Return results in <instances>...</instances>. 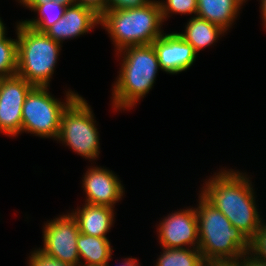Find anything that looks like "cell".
Segmentation results:
<instances>
[{"label": "cell", "mask_w": 266, "mask_h": 266, "mask_svg": "<svg viewBox=\"0 0 266 266\" xmlns=\"http://www.w3.org/2000/svg\"><path fill=\"white\" fill-rule=\"evenodd\" d=\"M17 35V73L33 86L50 87L60 56L61 43L21 21L15 23Z\"/></svg>", "instance_id": "cell-5"}, {"label": "cell", "mask_w": 266, "mask_h": 266, "mask_svg": "<svg viewBox=\"0 0 266 266\" xmlns=\"http://www.w3.org/2000/svg\"><path fill=\"white\" fill-rule=\"evenodd\" d=\"M24 8L36 13L32 19L21 20L26 26L44 33L49 27L57 22L65 13L66 6L55 1L47 2L39 6H23Z\"/></svg>", "instance_id": "cell-18"}, {"label": "cell", "mask_w": 266, "mask_h": 266, "mask_svg": "<svg viewBox=\"0 0 266 266\" xmlns=\"http://www.w3.org/2000/svg\"><path fill=\"white\" fill-rule=\"evenodd\" d=\"M159 1L152 0L140 8L106 10L100 16V26L109 34L114 51L152 44L164 33Z\"/></svg>", "instance_id": "cell-4"}, {"label": "cell", "mask_w": 266, "mask_h": 266, "mask_svg": "<svg viewBox=\"0 0 266 266\" xmlns=\"http://www.w3.org/2000/svg\"><path fill=\"white\" fill-rule=\"evenodd\" d=\"M161 219L156 225L160 247L170 249L199 247L195 207L189 206L185 209L172 211Z\"/></svg>", "instance_id": "cell-10"}, {"label": "cell", "mask_w": 266, "mask_h": 266, "mask_svg": "<svg viewBox=\"0 0 266 266\" xmlns=\"http://www.w3.org/2000/svg\"><path fill=\"white\" fill-rule=\"evenodd\" d=\"M97 26H100V15L89 7L75 3L67 6L64 15L44 33L63 44L65 40L88 34Z\"/></svg>", "instance_id": "cell-13"}, {"label": "cell", "mask_w": 266, "mask_h": 266, "mask_svg": "<svg viewBox=\"0 0 266 266\" xmlns=\"http://www.w3.org/2000/svg\"><path fill=\"white\" fill-rule=\"evenodd\" d=\"M225 266H235L233 263H225Z\"/></svg>", "instance_id": "cell-33"}, {"label": "cell", "mask_w": 266, "mask_h": 266, "mask_svg": "<svg viewBox=\"0 0 266 266\" xmlns=\"http://www.w3.org/2000/svg\"><path fill=\"white\" fill-rule=\"evenodd\" d=\"M82 176L85 203L115 208L124 197L125 188L114 171L93 164Z\"/></svg>", "instance_id": "cell-11"}, {"label": "cell", "mask_w": 266, "mask_h": 266, "mask_svg": "<svg viewBox=\"0 0 266 266\" xmlns=\"http://www.w3.org/2000/svg\"><path fill=\"white\" fill-rule=\"evenodd\" d=\"M34 86L18 75L0 78V133L18 137L22 133V107Z\"/></svg>", "instance_id": "cell-9"}, {"label": "cell", "mask_w": 266, "mask_h": 266, "mask_svg": "<svg viewBox=\"0 0 266 266\" xmlns=\"http://www.w3.org/2000/svg\"><path fill=\"white\" fill-rule=\"evenodd\" d=\"M49 89L34 86L27 94L22 107V134L25 132L43 139L57 140L62 113L79 94L67 89L61 101Z\"/></svg>", "instance_id": "cell-6"}, {"label": "cell", "mask_w": 266, "mask_h": 266, "mask_svg": "<svg viewBox=\"0 0 266 266\" xmlns=\"http://www.w3.org/2000/svg\"><path fill=\"white\" fill-rule=\"evenodd\" d=\"M107 266H110L109 263L107 264ZM118 266H141V265L138 259L129 256L124 258V260L122 259V263H120V265L118 264Z\"/></svg>", "instance_id": "cell-28"}, {"label": "cell", "mask_w": 266, "mask_h": 266, "mask_svg": "<svg viewBox=\"0 0 266 266\" xmlns=\"http://www.w3.org/2000/svg\"><path fill=\"white\" fill-rule=\"evenodd\" d=\"M76 4L93 9L98 15L106 11L107 0H75Z\"/></svg>", "instance_id": "cell-26"}, {"label": "cell", "mask_w": 266, "mask_h": 266, "mask_svg": "<svg viewBox=\"0 0 266 266\" xmlns=\"http://www.w3.org/2000/svg\"><path fill=\"white\" fill-rule=\"evenodd\" d=\"M260 1V13H261V19H262V25L265 27L264 29H266V0H259Z\"/></svg>", "instance_id": "cell-29"}, {"label": "cell", "mask_w": 266, "mask_h": 266, "mask_svg": "<svg viewBox=\"0 0 266 266\" xmlns=\"http://www.w3.org/2000/svg\"><path fill=\"white\" fill-rule=\"evenodd\" d=\"M152 0H107L106 10H124L130 8H140Z\"/></svg>", "instance_id": "cell-24"}, {"label": "cell", "mask_w": 266, "mask_h": 266, "mask_svg": "<svg viewBox=\"0 0 266 266\" xmlns=\"http://www.w3.org/2000/svg\"><path fill=\"white\" fill-rule=\"evenodd\" d=\"M26 263L27 266H71L45 254L39 248H35V250L30 252Z\"/></svg>", "instance_id": "cell-23"}, {"label": "cell", "mask_w": 266, "mask_h": 266, "mask_svg": "<svg viewBox=\"0 0 266 266\" xmlns=\"http://www.w3.org/2000/svg\"><path fill=\"white\" fill-rule=\"evenodd\" d=\"M184 29L177 33L193 46L197 54L206 47L210 48L220 40L219 38L227 34L220 26L197 16L190 17Z\"/></svg>", "instance_id": "cell-16"}, {"label": "cell", "mask_w": 266, "mask_h": 266, "mask_svg": "<svg viewBox=\"0 0 266 266\" xmlns=\"http://www.w3.org/2000/svg\"><path fill=\"white\" fill-rule=\"evenodd\" d=\"M83 204L70 212L78 222L80 233L108 238L107 233L115 222L116 209L104 205Z\"/></svg>", "instance_id": "cell-14"}, {"label": "cell", "mask_w": 266, "mask_h": 266, "mask_svg": "<svg viewBox=\"0 0 266 266\" xmlns=\"http://www.w3.org/2000/svg\"><path fill=\"white\" fill-rule=\"evenodd\" d=\"M94 115L87 100L78 95L62 113L56 140L89 161H96L100 155V134Z\"/></svg>", "instance_id": "cell-7"}, {"label": "cell", "mask_w": 266, "mask_h": 266, "mask_svg": "<svg viewBox=\"0 0 266 266\" xmlns=\"http://www.w3.org/2000/svg\"><path fill=\"white\" fill-rule=\"evenodd\" d=\"M226 168L205 179L199 192L250 240L263 222L254 183L248 173Z\"/></svg>", "instance_id": "cell-1"}, {"label": "cell", "mask_w": 266, "mask_h": 266, "mask_svg": "<svg viewBox=\"0 0 266 266\" xmlns=\"http://www.w3.org/2000/svg\"><path fill=\"white\" fill-rule=\"evenodd\" d=\"M7 27L5 26L2 18L0 17V41L7 36Z\"/></svg>", "instance_id": "cell-30"}, {"label": "cell", "mask_w": 266, "mask_h": 266, "mask_svg": "<svg viewBox=\"0 0 266 266\" xmlns=\"http://www.w3.org/2000/svg\"><path fill=\"white\" fill-rule=\"evenodd\" d=\"M77 248L80 265L104 266L112 259L113 247L109 238H100L79 233Z\"/></svg>", "instance_id": "cell-17"}, {"label": "cell", "mask_w": 266, "mask_h": 266, "mask_svg": "<svg viewBox=\"0 0 266 266\" xmlns=\"http://www.w3.org/2000/svg\"><path fill=\"white\" fill-rule=\"evenodd\" d=\"M159 1L163 22L172 14L196 16L197 0H156ZM194 14V15H192Z\"/></svg>", "instance_id": "cell-21"}, {"label": "cell", "mask_w": 266, "mask_h": 266, "mask_svg": "<svg viewBox=\"0 0 266 266\" xmlns=\"http://www.w3.org/2000/svg\"><path fill=\"white\" fill-rule=\"evenodd\" d=\"M42 231L41 251L71 266H80L77 248L79 225L70 211L44 222Z\"/></svg>", "instance_id": "cell-8"}, {"label": "cell", "mask_w": 266, "mask_h": 266, "mask_svg": "<svg viewBox=\"0 0 266 266\" xmlns=\"http://www.w3.org/2000/svg\"><path fill=\"white\" fill-rule=\"evenodd\" d=\"M115 55L121 59V66L112 85L111 108L122 112L135 108L146 97L161 68L152 44L130 46Z\"/></svg>", "instance_id": "cell-2"}, {"label": "cell", "mask_w": 266, "mask_h": 266, "mask_svg": "<svg viewBox=\"0 0 266 266\" xmlns=\"http://www.w3.org/2000/svg\"><path fill=\"white\" fill-rule=\"evenodd\" d=\"M160 252L155 266H198L203 257L198 248H163Z\"/></svg>", "instance_id": "cell-19"}, {"label": "cell", "mask_w": 266, "mask_h": 266, "mask_svg": "<svg viewBox=\"0 0 266 266\" xmlns=\"http://www.w3.org/2000/svg\"><path fill=\"white\" fill-rule=\"evenodd\" d=\"M50 1H55L66 7L74 5L76 3L75 0H23L20 4L22 6H39V5L46 4L47 2H50Z\"/></svg>", "instance_id": "cell-27"}, {"label": "cell", "mask_w": 266, "mask_h": 266, "mask_svg": "<svg viewBox=\"0 0 266 266\" xmlns=\"http://www.w3.org/2000/svg\"><path fill=\"white\" fill-rule=\"evenodd\" d=\"M248 0H197L196 16L220 26L226 32L240 17V10Z\"/></svg>", "instance_id": "cell-15"}, {"label": "cell", "mask_w": 266, "mask_h": 266, "mask_svg": "<svg viewBox=\"0 0 266 266\" xmlns=\"http://www.w3.org/2000/svg\"><path fill=\"white\" fill-rule=\"evenodd\" d=\"M205 266H225V263L210 262L205 260Z\"/></svg>", "instance_id": "cell-31"}, {"label": "cell", "mask_w": 266, "mask_h": 266, "mask_svg": "<svg viewBox=\"0 0 266 266\" xmlns=\"http://www.w3.org/2000/svg\"><path fill=\"white\" fill-rule=\"evenodd\" d=\"M249 252L256 258L266 262V222H262L261 227L249 240Z\"/></svg>", "instance_id": "cell-22"}, {"label": "cell", "mask_w": 266, "mask_h": 266, "mask_svg": "<svg viewBox=\"0 0 266 266\" xmlns=\"http://www.w3.org/2000/svg\"><path fill=\"white\" fill-rule=\"evenodd\" d=\"M152 45L161 71L177 75L187 71L196 61L197 53L177 32L163 33Z\"/></svg>", "instance_id": "cell-12"}, {"label": "cell", "mask_w": 266, "mask_h": 266, "mask_svg": "<svg viewBox=\"0 0 266 266\" xmlns=\"http://www.w3.org/2000/svg\"><path fill=\"white\" fill-rule=\"evenodd\" d=\"M235 266H266V262L256 258L249 251L242 254L236 261Z\"/></svg>", "instance_id": "cell-25"}, {"label": "cell", "mask_w": 266, "mask_h": 266, "mask_svg": "<svg viewBox=\"0 0 266 266\" xmlns=\"http://www.w3.org/2000/svg\"><path fill=\"white\" fill-rule=\"evenodd\" d=\"M19 4L23 1V0H16Z\"/></svg>", "instance_id": "cell-34"}, {"label": "cell", "mask_w": 266, "mask_h": 266, "mask_svg": "<svg viewBox=\"0 0 266 266\" xmlns=\"http://www.w3.org/2000/svg\"><path fill=\"white\" fill-rule=\"evenodd\" d=\"M198 195L195 207L199 232L198 249L203 260L233 263L249 251V240L200 192Z\"/></svg>", "instance_id": "cell-3"}, {"label": "cell", "mask_w": 266, "mask_h": 266, "mask_svg": "<svg viewBox=\"0 0 266 266\" xmlns=\"http://www.w3.org/2000/svg\"><path fill=\"white\" fill-rule=\"evenodd\" d=\"M17 73V36H6L0 41V78L15 76Z\"/></svg>", "instance_id": "cell-20"}, {"label": "cell", "mask_w": 266, "mask_h": 266, "mask_svg": "<svg viewBox=\"0 0 266 266\" xmlns=\"http://www.w3.org/2000/svg\"><path fill=\"white\" fill-rule=\"evenodd\" d=\"M198 266H205V260H203Z\"/></svg>", "instance_id": "cell-32"}]
</instances>
